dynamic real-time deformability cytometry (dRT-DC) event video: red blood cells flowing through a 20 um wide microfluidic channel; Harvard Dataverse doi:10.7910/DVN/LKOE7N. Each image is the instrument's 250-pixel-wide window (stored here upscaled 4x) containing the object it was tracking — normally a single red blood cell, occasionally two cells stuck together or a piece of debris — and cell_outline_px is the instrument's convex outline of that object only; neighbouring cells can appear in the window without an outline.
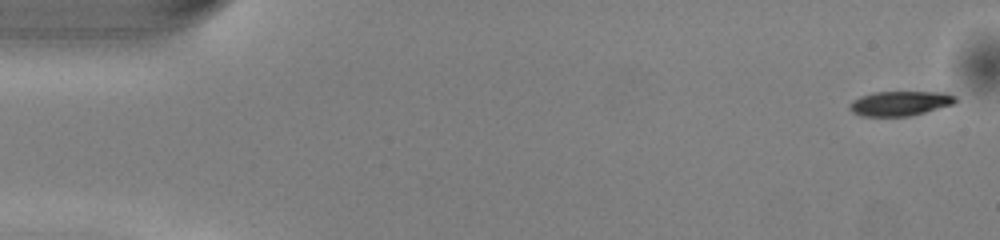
{"species": "common noctule bat (a hibernating species)", "species_latin": "Nyctalus noctula", "temperature_condition": "warm", "stored_images_in_passage": 50, "camera_frame_rate_fps": 3000, "um_per_image_px": 0.085, "animal": {"sex": "male", "body_mass_g": 13.0, "forearm_length_mm": 53.1}, "frame": {"image": 1, "passage_image": 1, "time_ms": 0.0, "image_size_px": [1000, 240], "cell_outline_px": [[956, 100], [952, 104], [924, 112], [908, 116], [860, 116], [852, 112], [848, 108], [848, 104], [852, 100], [860, 96], [872, 92], [948, 92], [956, 96]], "centroid_in_image_um": [76.44, 8.78], "position_along_channel_um": 8.6, "area_um2": 15.26}}
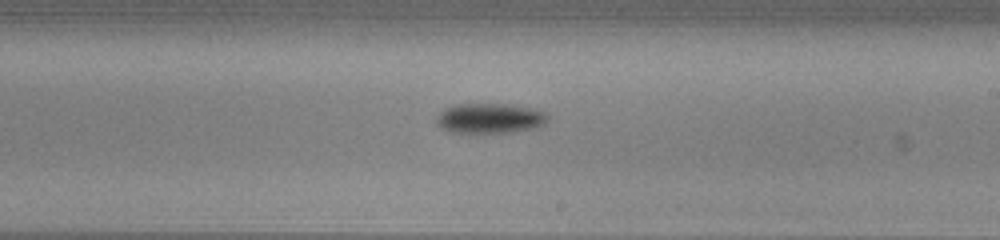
{"frame": {"image": 2, "passage_image": 29, "time_ms": 9.333, "image_size_px": [1000, 240], "cell_outline_px": [[548, 116], [544, 124], [532, 128], [508, 132], [452, 132], [444, 128], [436, 120], [436, 116], [440, 112], [456, 104], [504, 104], [528, 108], [544, 112]], "centroid_in_image_um": [41.62, 10.05], "position_along_channel_um": 247.4, "area_um2": 18.79}}
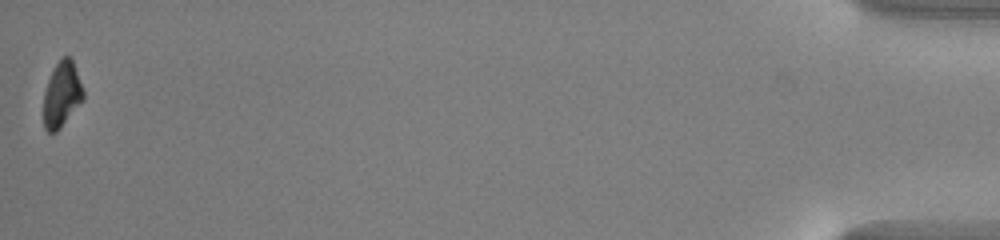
{"frame": {"image": 3, "passage_image": 50, "time_ms": 16.333, "image_size_px": [1000, 240], "cell_outline_px": [[84, 100], [60, 128], [56, 132], [48, 132], [44, 128], [44, 92], [48, 80], [60, 56], [72, 56], [84, 92]], "centroid_in_image_um": [5.27, 8.0], "position_along_channel_um": 429.9, "area_um2": 15.26}, "authors_computed_cell_mechanics": {"area_um2": 17.2533, "velocity_mm_per_s": 4.0584, "shape_relaxation_time_tau1_ms": 1.4825, "shape_relaxation_time_tau2_ms": null, "deformation_change_tau1": 0.1191, "deformation_change_tau2": null}}